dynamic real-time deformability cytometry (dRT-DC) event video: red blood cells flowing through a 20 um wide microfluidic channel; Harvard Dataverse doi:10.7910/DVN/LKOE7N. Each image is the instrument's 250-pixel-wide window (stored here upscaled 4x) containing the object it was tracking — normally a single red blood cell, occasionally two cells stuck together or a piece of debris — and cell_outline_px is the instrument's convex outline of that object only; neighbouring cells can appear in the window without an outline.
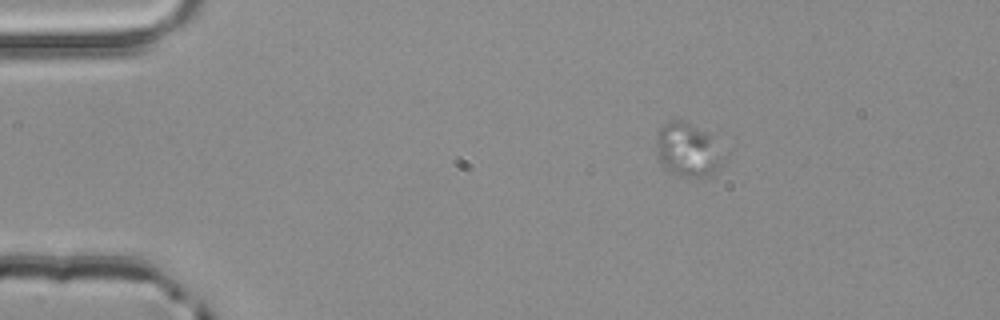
{"species": "common noctule bat (a hibernating species)", "species_latin": "Nyctalus noctula", "temperature_condition": "room temperature", "stored_images_in_passage": 2, "camera_frame_rate_fps": 3000, "um_per_image_px": 0.085, "animal": {"sex": "male", "body_mass_g": 20.4}, "frame": {"image": 1, "passage_image": 1, "time_ms": 0.0, "image_size_px": [1000, 320], "cell_outline_px": [[728, 156], [724, 164], [704, 176], [680, 176], [664, 168], [660, 164], [656, 148], [656, 132], [664, 124], [672, 120], [680, 120], [708, 132]], "centroid_in_image_um": [58.48, 12.73], "position_along_channel_um": 26.5, "area_um2": 21.21}}
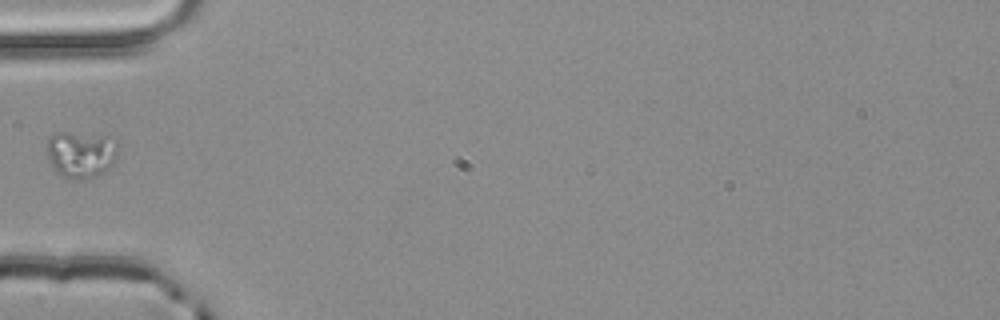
{"frame": {"image": 2, "passage_image": 2, "time_ms": 0.333, "image_size_px": [1000, 320], "cell_outline_px": [[116, 156], [112, 164], [104, 172], [80, 180], [72, 180], [64, 176], [52, 164], [48, 156], [48, 140], [56, 132], [64, 132], [104, 136], [116, 140]], "centroid_in_image_um": [6.89, 13.11], "position_along_channel_um": 78.1, "area_um2": 18.73}}